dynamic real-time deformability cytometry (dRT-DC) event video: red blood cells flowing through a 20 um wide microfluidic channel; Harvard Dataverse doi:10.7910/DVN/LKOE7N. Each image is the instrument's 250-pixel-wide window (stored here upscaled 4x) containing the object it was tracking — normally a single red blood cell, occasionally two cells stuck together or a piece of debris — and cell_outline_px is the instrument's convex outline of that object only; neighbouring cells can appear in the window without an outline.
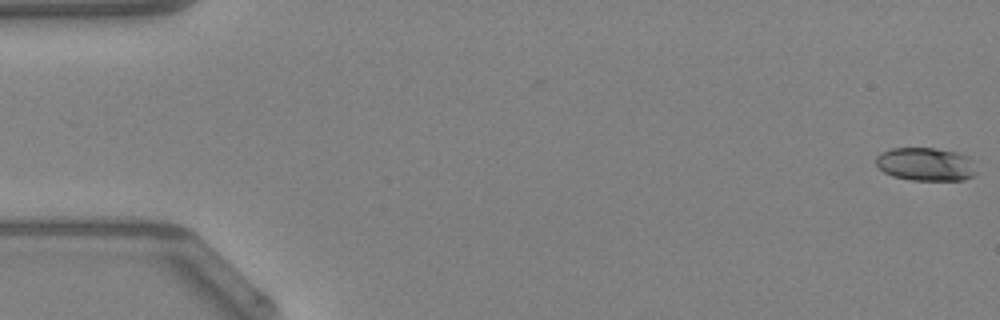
{"species": "Egyptian fruit bat (a non-hibernating species)", "species_latin": "Rousettus aegyptiacus", "temperature_condition": "warm", "stored_images_in_passage": 49, "camera_frame_rate_fps": 3000, "um_per_image_px": 0.085, "animal": {"sex": "female"}, "frame": {"image": 1, "passage_image": 1, "time_ms": 0.0, "image_size_px": [1000, 320], "cell_outline_px": [[976, 172], [972, 176], [964, 180], [912, 180], [892, 176], [884, 172], [876, 164], [876, 156], [880, 152], [892, 148], [936, 148], [956, 152], [968, 156], [972, 160]], "centroid_in_image_um": [78.68, 13.95], "position_along_channel_um": 6.3, "area_um2": 19.54}}
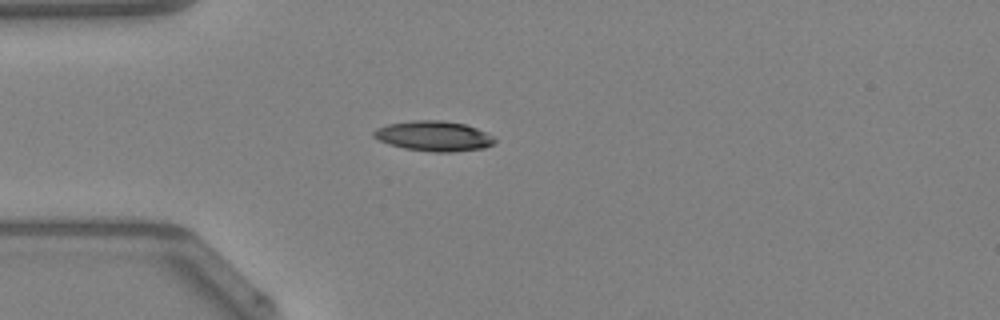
{"frame": {"image": 2, "passage_image": 14, "time_ms": 4.333, "image_size_px": [1000, 320], "cell_outline_px": [[496, 140], [492, 144], [484, 148], [452, 152], [432, 152], [404, 148], [388, 144], [372, 136], [372, 132], [376, 128], [388, 124], [412, 120], [444, 120], [464, 124], [476, 128], [492, 136]], "centroid_in_image_um": [36.84, 11.56], "position_along_channel_um": 48.2, "area_um2": 21.21}}
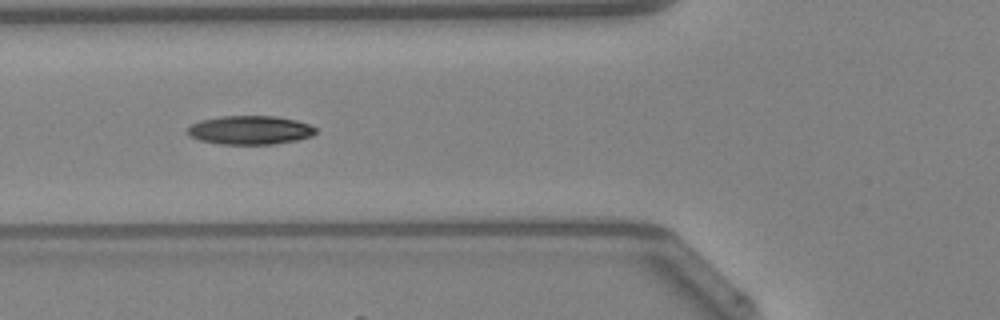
{"frame": {"image": 3, "passage_image": 19, "time_ms": 6.0, "image_size_px": [1000, 320], "cell_outline_px": [[316, 132], [312, 136], [296, 140], [272, 144], [220, 144], [200, 140], [188, 136], [188, 128], [192, 124], [200, 120], [220, 116], [276, 116], [296, 120], [308, 124], [316, 128]], "centroid_in_image_um": [21.24, 11.05], "position_along_channel_um": 104.6, "area_um2": 21.44}, "authors_computed_cell_mechanics": {"area_um2": 20.7502, "velocity_mm_per_s": 4.2683, "shape_relaxation_time_tau1_ms": 9.6789, "shape_relaxation_time_tau2_ms": 5.2621, "deformation_change_tau1": 0.243, "deformation_change_tau2": 0.1243}}